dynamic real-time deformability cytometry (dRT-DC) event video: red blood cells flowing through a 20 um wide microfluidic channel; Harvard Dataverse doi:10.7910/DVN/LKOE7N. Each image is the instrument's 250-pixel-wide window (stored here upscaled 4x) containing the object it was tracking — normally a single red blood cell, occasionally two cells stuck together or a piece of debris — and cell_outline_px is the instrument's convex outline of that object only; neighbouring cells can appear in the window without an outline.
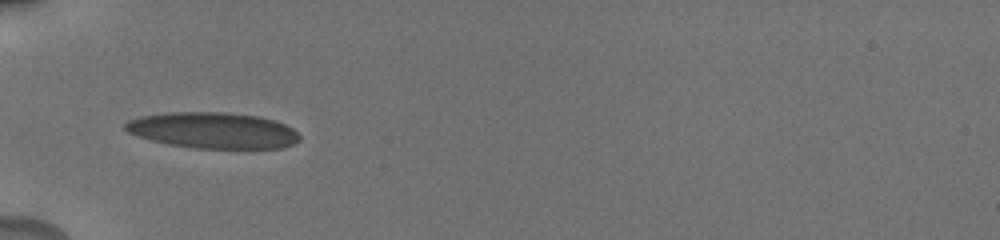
{"species": "human", "species_latin": "Homo sapiens", "temperature_condition": "cold", "stored_images_in_passage": 7, "camera_frame_rate_fps": 3000, "um_per_image_px": 0.085, "donor": {"sex": "male"}, "frame": {"image": 1, "passage_image": 1, "time_ms": 0.0, "image_size_px": [1000, 240], "cell_outline_px": [[300, 140], [292, 144], [280, 148], [192, 148], [168, 144], [152, 140], [128, 132], [124, 128], [124, 124], [128, 120], [140, 116], [168, 112], [228, 112], [256, 116], [276, 120], [292, 128], [300, 136]], "centroid_in_image_um": [18.1, 11.07], "position_along_channel_um": 66.9, "area_um2": 36.59}}
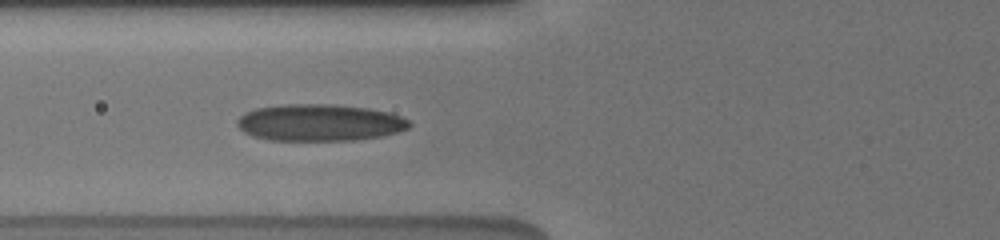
{"frame": {"image": 2, "passage_image": 5, "time_ms": 1.0, "image_size_px": [1000, 240], "cell_outline_px": [[412, 124], [408, 128], [396, 132], [380, 136], [356, 140], [268, 140], [252, 136], [244, 132], [236, 124], [236, 120], [244, 112], [256, 108], [284, 104], [336, 104], [368, 108], [388, 112], [400, 116], [408, 120]], "centroid_in_image_um": [27.13, 10.41], "position_along_channel_um": 98.7, "area_um2": 37.05}}
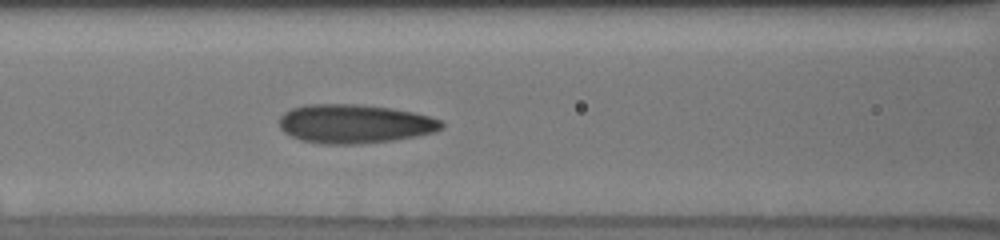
{"frame": {"image": 3, "passage_image": 7, "time_ms": 2.0, "image_size_px": [1000, 240], "cell_outline_px": [[444, 128], [432, 132], [416, 136], [392, 140], [360, 144], [324, 144], [304, 140], [292, 136], [284, 132], [280, 128], [280, 116], [284, 112], [292, 108], [304, 104], [360, 104], [388, 108], [412, 112], [428, 116], [440, 120], [444, 124]], "centroid_in_image_um": [30.12, 10.52], "position_along_channel_um": 136.5, "area_um2": 36.59}}